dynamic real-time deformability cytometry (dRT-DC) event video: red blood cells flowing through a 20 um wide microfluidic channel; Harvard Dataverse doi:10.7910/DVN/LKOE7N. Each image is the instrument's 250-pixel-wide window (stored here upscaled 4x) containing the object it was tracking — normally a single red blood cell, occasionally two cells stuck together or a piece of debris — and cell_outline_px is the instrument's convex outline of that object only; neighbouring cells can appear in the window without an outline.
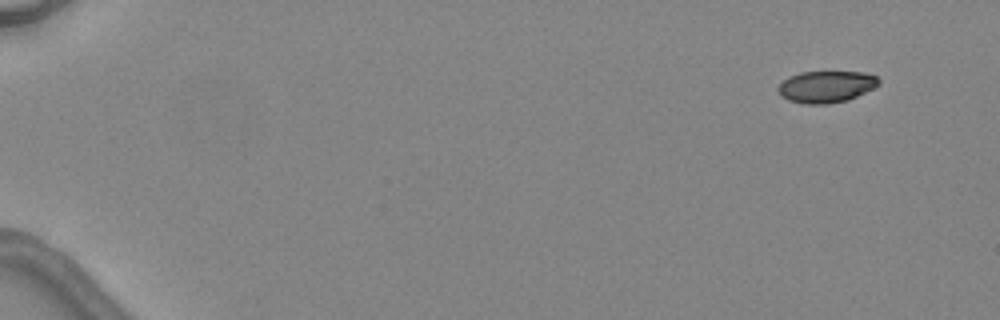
{"species": "common noctule bat (a hibernating species)", "species_latin": "Nyctalus noctula", "temperature_condition": "warm", "stored_images_in_passage": 5, "camera_frame_rate_fps": 3000, "um_per_image_px": 0.085, "animal": {"sex": "female", "body_mass_g": 24.6, "forearm_length_mm": 56.2}, "frame": {"image": 1, "passage_image": 1, "time_ms": 0.0, "image_size_px": [1000, 320], "cell_outline_px": [[880, 84], [848, 100], [828, 104], [804, 104], [788, 100], [780, 96], [776, 88], [788, 76], [800, 72], [864, 72], [876, 76], [880, 80]], "centroid_in_image_um": [70.19, 7.37], "position_along_channel_um": 14.8, "area_um2": 18.67}}
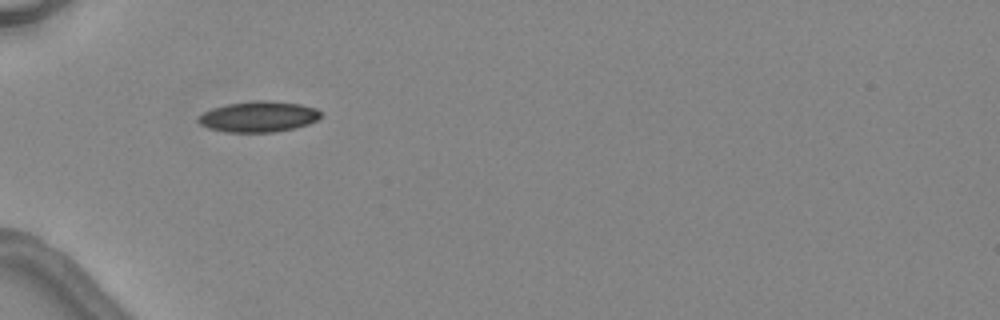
{"frame": {"image": 2, "passage_image": 4, "time_ms": 4.667, "image_size_px": [1000, 320], "cell_outline_px": [[320, 116], [316, 120], [308, 124], [296, 128], [276, 132], [228, 132], [208, 128], [200, 124], [196, 120], [196, 116], [212, 108], [228, 104], [256, 100], [272, 100], [300, 104], [316, 108], [320, 112]], "centroid_in_image_um": [21.95, 9.91], "position_along_channel_um": 63.0, "area_um2": 22.08}}